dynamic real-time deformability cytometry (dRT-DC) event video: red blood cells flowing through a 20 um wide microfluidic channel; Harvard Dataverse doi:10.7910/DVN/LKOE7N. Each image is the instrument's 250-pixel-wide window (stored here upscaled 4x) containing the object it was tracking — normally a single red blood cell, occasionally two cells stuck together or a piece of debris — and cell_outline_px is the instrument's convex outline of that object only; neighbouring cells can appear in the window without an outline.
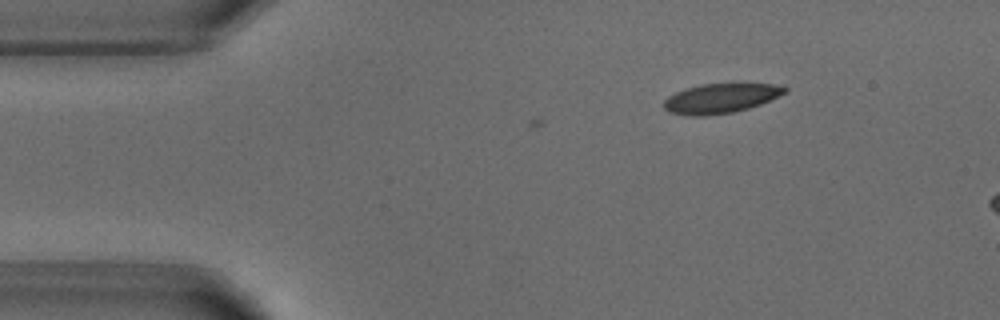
{"species": "common noctule bat (a hibernating species)", "species_latin": "Nyctalus noctula", "temperature_condition": "warm", "stored_images_in_passage": 9, "camera_frame_rate_fps": 3000, "um_per_image_px": 0.085, "animal": {"sex": "male", "body_mass_g": 18.8}, "frame": {"image": 1, "passage_image": 9, "time_ms": 2.667, "image_size_px": [1000, 320], "cell_outline_px": [[788, 92], [760, 104], [748, 108], [732, 112], [704, 116], [692, 116], [668, 112], [664, 108], [664, 100], [668, 96], [684, 88], [700, 84], [772, 84], [788, 88]], "centroid_in_image_um": [61.22, 8.36], "position_along_channel_um": 23.8, "area_um2": 20.75}}